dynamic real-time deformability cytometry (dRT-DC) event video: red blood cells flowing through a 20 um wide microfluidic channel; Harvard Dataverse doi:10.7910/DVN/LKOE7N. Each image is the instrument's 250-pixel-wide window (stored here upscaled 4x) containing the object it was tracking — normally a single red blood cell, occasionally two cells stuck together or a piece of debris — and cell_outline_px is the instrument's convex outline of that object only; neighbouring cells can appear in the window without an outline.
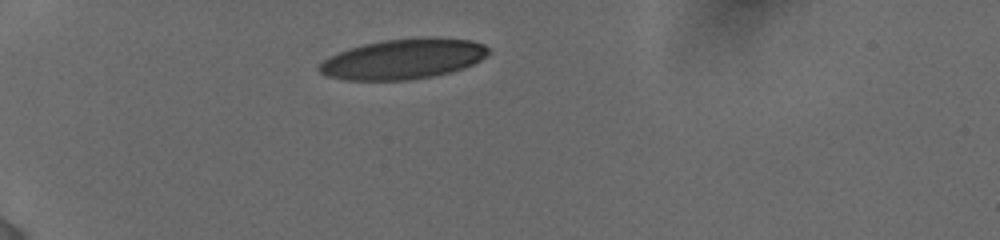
{"species": "human", "species_latin": "Homo sapiens", "temperature_condition": "cold", "stored_images_in_passage": 37, "camera_frame_rate_fps": 3000, "um_per_image_px": 0.085, "donor": {"sex": "female"}, "frame": {"image": 1, "passage_image": 1, "time_ms": 0.0, "image_size_px": [1000, 240], "cell_outline_px": [[488, 52], [480, 60], [464, 68], [452, 72], [432, 76], [408, 80], [344, 80], [328, 76], [320, 72], [316, 68], [324, 60], [348, 48], [364, 44], [384, 40], [428, 36], [436, 36], [472, 40], [484, 44], [488, 48]], "centroid_in_image_um": [34.3, 5.0], "position_along_channel_um": 50.7, "area_um2": 39.77}}
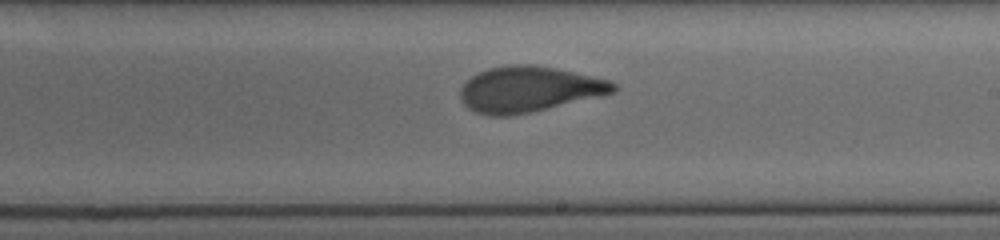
{"frame": {"image": 2, "passage_image": 20, "time_ms": 6.0, "image_size_px": [1000, 240], "cell_outline_px": [[620, 88], [616, 92], [512, 116], [488, 116], [476, 112], [468, 108], [460, 100], [460, 88], [476, 72], [488, 68], [508, 64], [536, 64], [556, 68], [608, 80], [616, 84]], "centroid_in_image_um": [44.92, 7.58], "position_along_channel_um": 244.1, "area_um2": 40.75}}
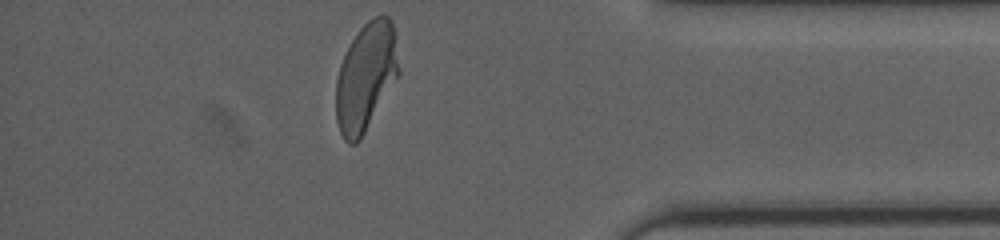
{"frame": {"image": 3, "passage_image": 37, "time_ms": 10.667, "image_size_px": [1000, 240], "cell_outline_px": [[400, 76], [360, 140], [356, 144], [348, 144], [344, 140], [340, 132], [336, 120], [336, 80], [340, 64], [352, 40], [360, 28], [372, 16], [388, 16], [392, 20], [396, 36], [400, 68]], "centroid_in_image_um": [31.13, 6.54], "position_along_channel_um": 404.1, "area_um2": 40.17}, "authors_computed_cell_mechanics": {"area_um2": 40.749, "velocity_mm_per_s": 3.8591, "shape_relaxation_time_tau1_ms": 5.6737, "shape_relaxation_time_tau2_ms": 0.9261, "deformation_change_tau1": 0.1914, "deformation_change_tau2": 0.0827}}